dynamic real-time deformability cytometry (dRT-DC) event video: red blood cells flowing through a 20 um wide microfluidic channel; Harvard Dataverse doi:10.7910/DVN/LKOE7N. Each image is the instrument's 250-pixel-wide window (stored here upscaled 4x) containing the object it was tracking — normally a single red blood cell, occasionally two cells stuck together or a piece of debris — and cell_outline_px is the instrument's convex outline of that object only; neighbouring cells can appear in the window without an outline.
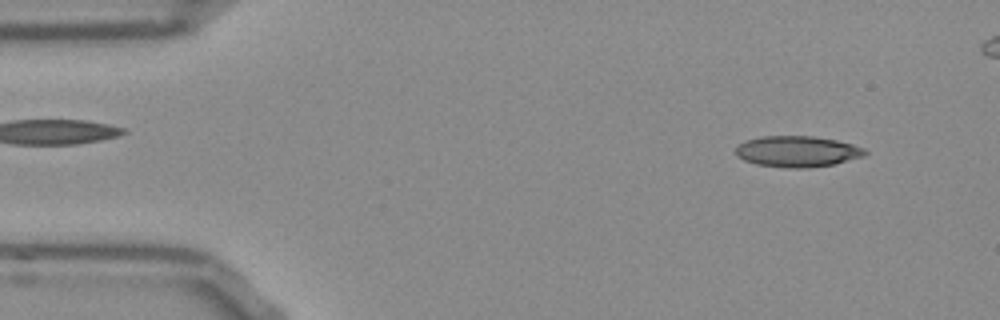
{"species": "Egyptian fruit bat (a non-hibernating species)", "species_latin": "Rousettus aegyptiacus", "temperature_condition": "room temperature", "stored_images_in_passage": 48, "camera_frame_rate_fps": 3000, "um_per_image_px": 0.085, "frame": {"image": 1, "passage_image": 4, "time_ms": 1.0, "image_size_px": [1000, 320], "cell_outline_px": [[868, 152], [864, 156], [832, 164], [808, 168], [788, 168], [756, 164], [744, 160], [736, 152], [736, 148], [744, 140], [760, 136], [812, 136], [836, 140], [852, 144], [864, 148]], "centroid_in_image_um": [67.77, 12.87], "position_along_channel_um": 17.2, "area_um2": 23.24}}
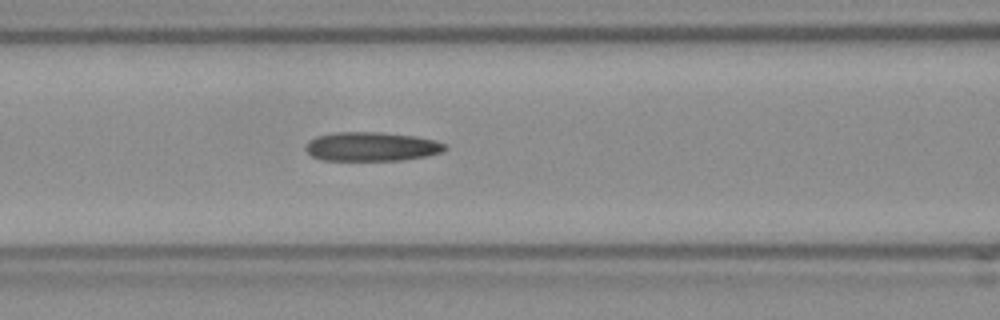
{"frame": {"image": 2, "passage_image": 20, "time_ms": 6.333, "image_size_px": [1000, 320], "cell_outline_px": [[448, 148], [444, 152], [428, 156], [404, 160], [324, 160], [312, 156], [308, 152], [308, 140], [316, 136], [336, 132], [380, 132], [416, 136], [436, 140], [448, 144]], "centroid_in_image_um": [31.68, 12.46], "position_along_channel_um": 134.9, "area_um2": 23.76}}
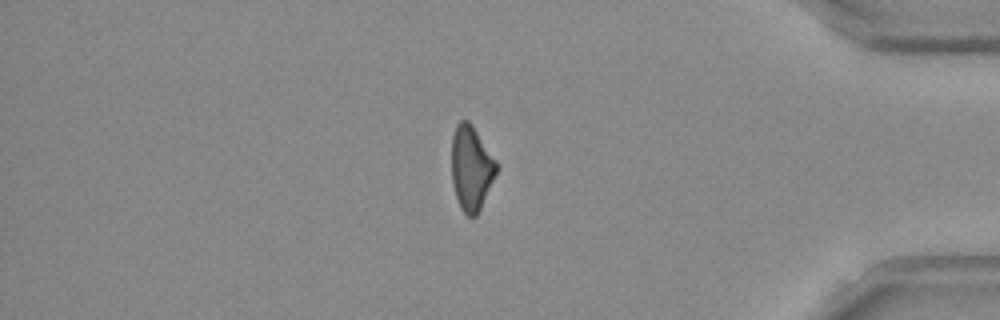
{"frame": {"image": 3, "passage_image": 43, "time_ms": 14.0, "image_size_px": [1000, 320], "cell_outline_px": [[500, 168], [476, 216], [468, 216], [460, 208], [452, 184], [452, 136], [456, 124], [460, 120], [468, 120], [472, 124], [496, 160]], "centroid_in_image_um": [40.07, 14.27], "position_along_channel_um": 395.1, "area_um2": 22.25}, "authors_computed_cell_mechanics": {"area_um2": 23.3512, "velocity_mm_per_s": 3.844, "shape_relaxation_time_tau1_ms": null, "shape_relaxation_time_tau2_ms": 9.2209, "deformation_change_tau1": null, "deformation_change_tau2": 0.2398}}